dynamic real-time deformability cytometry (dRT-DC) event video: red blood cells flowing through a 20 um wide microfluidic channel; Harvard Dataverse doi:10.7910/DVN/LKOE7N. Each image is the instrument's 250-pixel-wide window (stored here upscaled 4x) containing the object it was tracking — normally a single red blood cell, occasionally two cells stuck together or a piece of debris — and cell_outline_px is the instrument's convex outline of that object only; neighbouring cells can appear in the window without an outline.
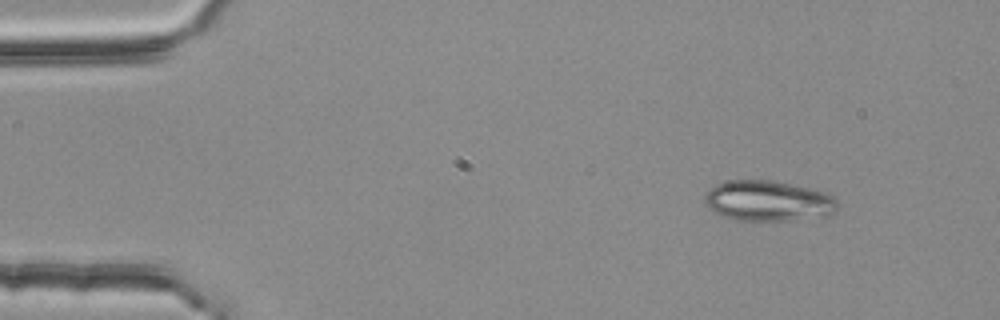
{"species": "common noctule bat (a hibernating species)", "species_latin": "Nyctalus noctula", "temperature_condition": "room temperature", "stored_images_in_passage": 49, "camera_frame_rate_fps": 3000, "um_per_image_px": 0.085, "animal": {"sex": "female", "body_mass_g": 25.1}, "frame": {"image": 1, "passage_image": 1, "time_ms": 0.0, "image_size_px": [1000, 320], "cell_outline_px": [[840, 204], [836, 212], [828, 216], [788, 220], [736, 220], [720, 216], [708, 208], [704, 204], [704, 192], [708, 188], [716, 184], [728, 180], [776, 180], [828, 192], [836, 196]], "centroid_in_image_um": [65.32, 17.06], "position_along_channel_um": 19.7, "area_um2": 32.25}}
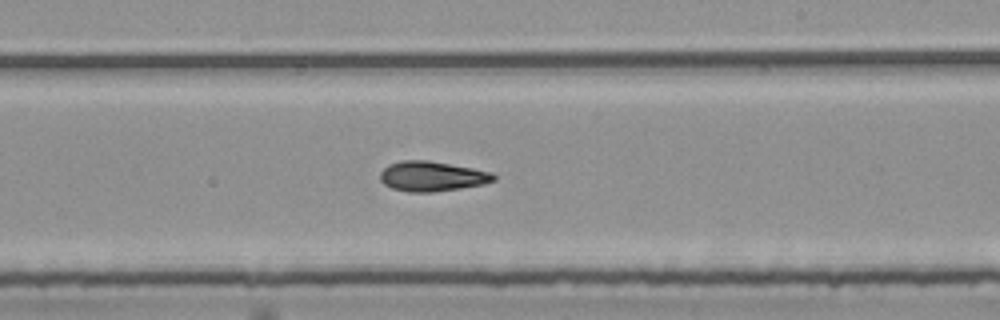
{"frame": {"image": 2, "passage_image": 27, "time_ms": 8.667, "image_size_px": [1000, 320], "cell_outline_px": [[496, 180], [484, 184], [460, 188], [432, 192], [408, 192], [392, 188], [384, 184], [380, 180], [380, 172], [388, 164], [404, 160], [428, 160], [472, 168], [492, 172], [496, 176]], "centroid_in_image_um": [36.71, 14.98], "position_along_channel_um": 252.3, "area_um2": 19.83}}
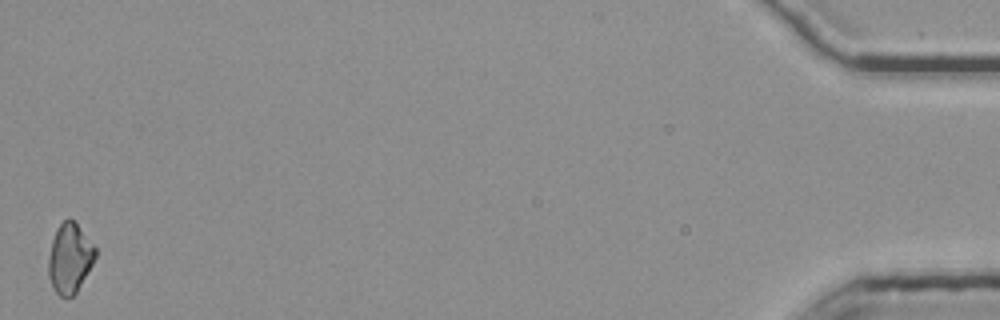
{"frame": {"image": 3, "passage_image": 49, "time_ms": 16.0, "image_size_px": [1000, 320], "cell_outline_px": [[96, 256], [92, 264], [76, 292], [72, 296], [60, 296], [56, 292], [48, 276], [48, 256], [52, 240], [56, 228], [68, 216], [76, 224], [96, 248]], "centroid_in_image_um": [5.9, 21.93], "position_along_channel_um": 429.3, "area_um2": 18.73}, "authors_computed_cell_mechanics": {"area_um2": 19.3052, "velocity_mm_per_s": 3.746, "shape_relaxation_time_tau1_ms": null, "shape_relaxation_time_tau2_ms": 5.8293, "deformation_change_tau1": null, "deformation_change_tau2": 0.1212}}